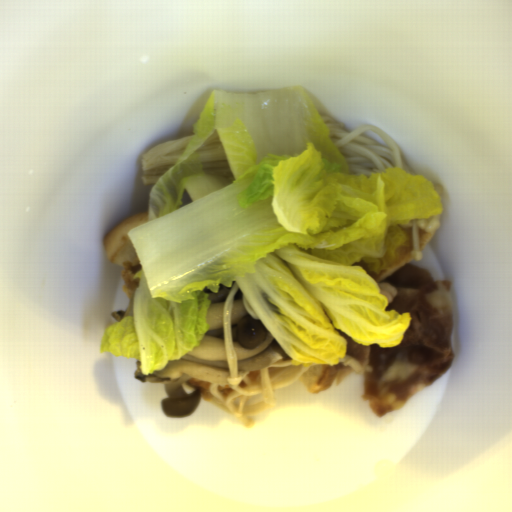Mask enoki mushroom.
Segmentation results:
<instances>
[{
    "label": "enoki mushroom",
    "instance_id": "1",
    "mask_svg": "<svg viewBox=\"0 0 512 512\" xmlns=\"http://www.w3.org/2000/svg\"><path fill=\"white\" fill-rule=\"evenodd\" d=\"M239 285L231 284L224 299L223 330L226 344L230 384L209 387L211 403L224 409L244 428H253V420L247 416L267 412L275 404L274 392L298 381L308 372L310 365H295L290 359L274 361L267 367L259 368L256 377L251 380V371L239 372L238 356L233 340L231 313Z\"/></svg>",
    "mask_w": 512,
    "mask_h": 512
},
{
    "label": "enoki mushroom",
    "instance_id": "2",
    "mask_svg": "<svg viewBox=\"0 0 512 512\" xmlns=\"http://www.w3.org/2000/svg\"><path fill=\"white\" fill-rule=\"evenodd\" d=\"M320 116L344 157L350 175L369 176L396 168L417 176L403 159L397 143L378 125H361L349 130L330 116Z\"/></svg>",
    "mask_w": 512,
    "mask_h": 512
},
{
    "label": "enoki mushroom",
    "instance_id": "3",
    "mask_svg": "<svg viewBox=\"0 0 512 512\" xmlns=\"http://www.w3.org/2000/svg\"><path fill=\"white\" fill-rule=\"evenodd\" d=\"M193 135L168 140L150 148L141 157L143 182L145 185H155V183L177 162Z\"/></svg>",
    "mask_w": 512,
    "mask_h": 512
},
{
    "label": "enoki mushroom",
    "instance_id": "4",
    "mask_svg": "<svg viewBox=\"0 0 512 512\" xmlns=\"http://www.w3.org/2000/svg\"><path fill=\"white\" fill-rule=\"evenodd\" d=\"M195 152L202 162L201 171L213 176H221L228 184L233 183L235 176L217 129L205 139Z\"/></svg>",
    "mask_w": 512,
    "mask_h": 512
},
{
    "label": "enoki mushroom",
    "instance_id": "5",
    "mask_svg": "<svg viewBox=\"0 0 512 512\" xmlns=\"http://www.w3.org/2000/svg\"><path fill=\"white\" fill-rule=\"evenodd\" d=\"M442 226L439 214L410 221L407 224L400 226L402 230L409 237L410 250L406 257H409L413 262L423 260L420 250V234L422 232L433 233L440 229Z\"/></svg>",
    "mask_w": 512,
    "mask_h": 512
},
{
    "label": "enoki mushroom",
    "instance_id": "6",
    "mask_svg": "<svg viewBox=\"0 0 512 512\" xmlns=\"http://www.w3.org/2000/svg\"><path fill=\"white\" fill-rule=\"evenodd\" d=\"M341 366H348L353 371L357 372L358 374H362V363L354 356H351L346 353V355L343 357V359L338 362Z\"/></svg>",
    "mask_w": 512,
    "mask_h": 512
},
{
    "label": "enoki mushroom",
    "instance_id": "7",
    "mask_svg": "<svg viewBox=\"0 0 512 512\" xmlns=\"http://www.w3.org/2000/svg\"><path fill=\"white\" fill-rule=\"evenodd\" d=\"M377 286L386 297L388 303H392L398 292L396 286L383 281Z\"/></svg>",
    "mask_w": 512,
    "mask_h": 512
}]
</instances>
